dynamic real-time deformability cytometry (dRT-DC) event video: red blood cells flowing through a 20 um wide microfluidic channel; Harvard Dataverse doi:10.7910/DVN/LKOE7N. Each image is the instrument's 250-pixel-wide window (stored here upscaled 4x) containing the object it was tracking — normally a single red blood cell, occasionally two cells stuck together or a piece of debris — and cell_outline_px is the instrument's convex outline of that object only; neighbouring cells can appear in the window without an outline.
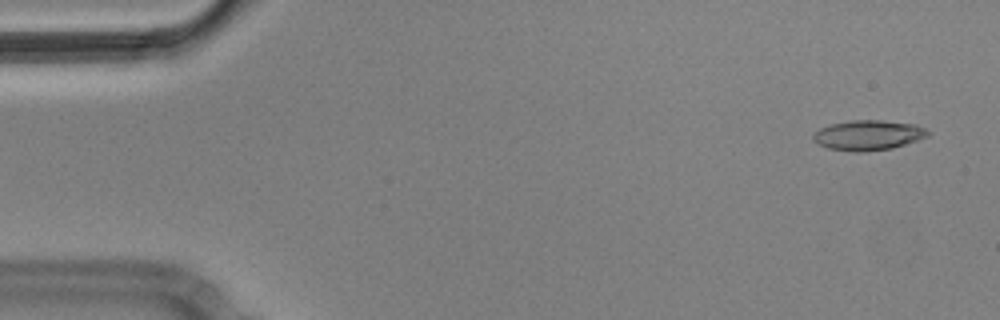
{"species": "Egyptian fruit bat (a non-hibernating species)", "species_latin": "Rousettus aegyptiacus", "temperature_condition": "cold", "stored_images_in_passage": 7, "camera_frame_rate_fps": 3000, "um_per_image_px": 0.085, "animal": {"sex": "male"}, "frame": {"image": 1, "passage_image": 1, "time_ms": 0.0, "image_size_px": [1000, 320], "cell_outline_px": [[928, 136], [892, 148], [860, 152], [856, 152], [828, 148], [812, 140], [812, 132], [820, 128], [832, 124], [852, 120], [880, 120], [916, 124], [924, 128], [928, 132]], "centroid_in_image_um": [73.75, 11.48], "position_along_channel_um": 11.2, "area_um2": 19.88}}
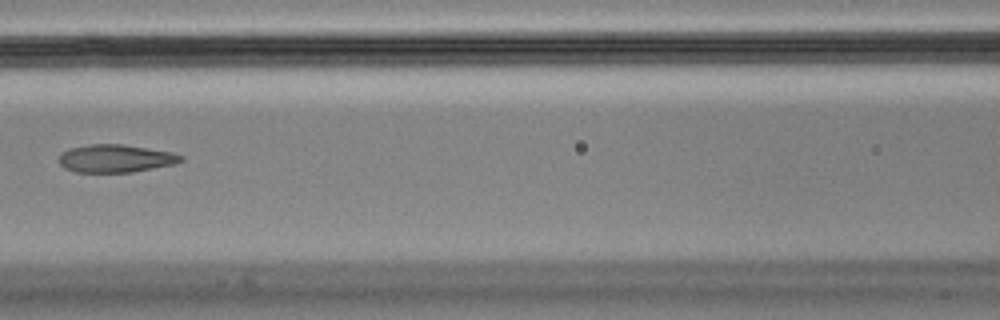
{"frame": {"image": 2, "passage_image": 7, "time_ms": 2.0, "image_size_px": [1000, 320], "cell_outline_px": [[184, 160], [176, 164], [132, 172], [76, 172], [64, 168], [60, 164], [60, 152], [68, 148], [92, 144], [120, 144], [172, 152], [184, 156]], "centroid_in_image_um": [9.83, 13.47], "position_along_channel_um": 156.8, "area_um2": 19.83}}